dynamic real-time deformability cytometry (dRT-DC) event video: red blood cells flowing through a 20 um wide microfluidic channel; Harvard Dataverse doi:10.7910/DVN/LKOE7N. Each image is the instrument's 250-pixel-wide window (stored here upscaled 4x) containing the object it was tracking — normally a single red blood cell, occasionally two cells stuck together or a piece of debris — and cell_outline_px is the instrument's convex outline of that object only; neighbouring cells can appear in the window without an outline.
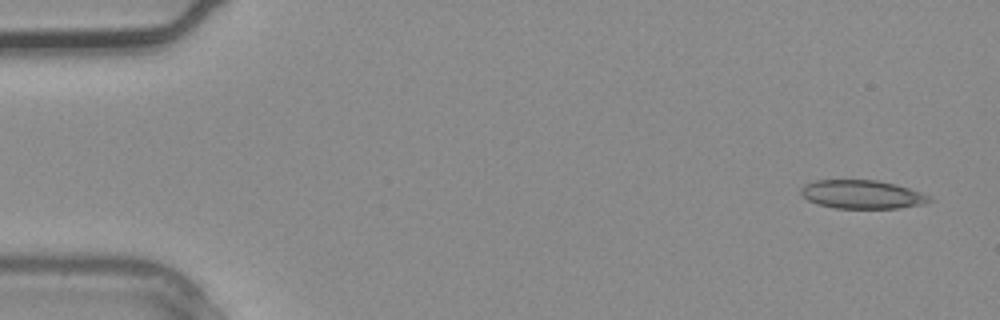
{"species": "common noctule bat (a hibernating species)", "species_latin": "Nyctalus noctula", "temperature_condition": "warm", "stored_images_in_passage": 3, "camera_frame_rate_fps": 3000, "um_per_image_px": 0.085, "animal": {"sex": "male", "body_mass_g": 20.4}, "frame": {"image": 1, "passage_image": 1, "time_ms": 0.0, "image_size_px": [1000, 320], "cell_outline_px": [[936, 200], [924, 204], [896, 208], [836, 208], [820, 204], [808, 200], [800, 192], [800, 188], [804, 184], [816, 180], [876, 180], [896, 184], [932, 196]], "centroid_in_image_um": [73.32, 16.52], "position_along_channel_um": 11.7, "area_um2": 21.39}}
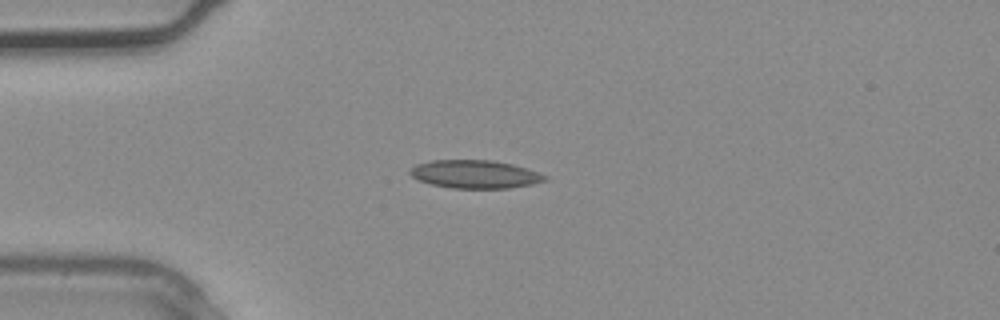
{"frame": {"image": 2, "passage_image": 3, "time_ms": 0.667, "image_size_px": [1000, 320], "cell_outline_px": [[548, 180], [532, 184], [508, 188], [452, 188], [432, 184], [420, 180], [412, 176], [408, 172], [408, 168], [416, 164], [432, 160], [492, 160], [512, 164], [528, 168], [548, 176]], "centroid_in_image_um": [40.38, 14.8], "position_along_channel_um": 44.6, "area_um2": 22.2}}